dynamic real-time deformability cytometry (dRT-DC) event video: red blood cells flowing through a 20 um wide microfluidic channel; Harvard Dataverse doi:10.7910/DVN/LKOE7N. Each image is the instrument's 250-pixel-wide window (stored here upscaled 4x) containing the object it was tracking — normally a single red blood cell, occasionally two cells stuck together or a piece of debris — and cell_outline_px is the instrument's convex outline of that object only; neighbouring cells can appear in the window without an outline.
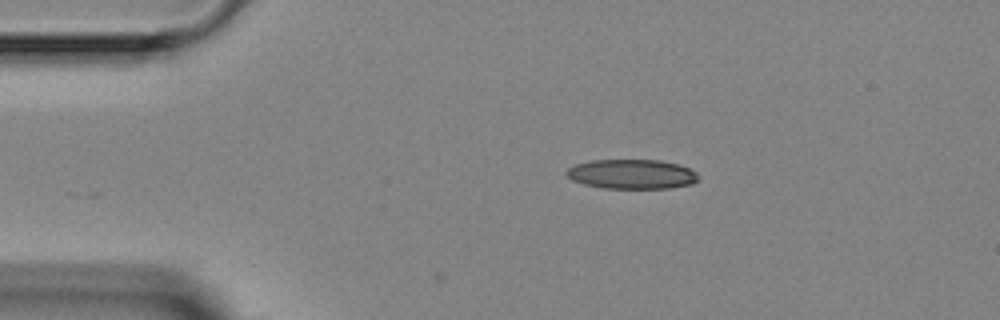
{"species": "Egyptian fruit bat (a non-hibernating species)", "species_latin": "Rousettus aegyptiacus", "temperature_condition": "room temperature", "stored_images_in_passage": 2, "camera_frame_rate_fps": 3000, "um_per_image_px": 0.085, "animal": {"sex": "female"}, "frame": {"image": 1, "passage_image": 1, "time_ms": 0.0, "image_size_px": [1000, 320], "cell_outline_px": [[700, 176], [692, 184], [672, 188], [604, 188], [584, 184], [572, 180], [564, 172], [568, 168], [576, 164], [592, 160], [660, 160], [680, 164], [696, 172]], "centroid_in_image_um": [53.72, 14.8], "position_along_channel_um": 31.3, "area_um2": 22.77}}